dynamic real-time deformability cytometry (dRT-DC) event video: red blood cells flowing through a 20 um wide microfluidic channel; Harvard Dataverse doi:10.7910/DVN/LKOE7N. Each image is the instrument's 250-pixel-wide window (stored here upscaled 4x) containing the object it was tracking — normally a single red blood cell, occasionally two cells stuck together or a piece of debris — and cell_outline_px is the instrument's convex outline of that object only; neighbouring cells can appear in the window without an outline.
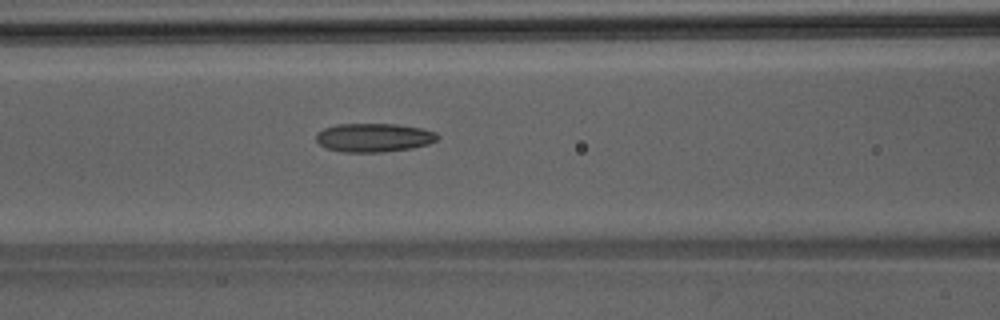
{"species": "Egyptian fruit bat (a non-hibernating species)", "species_latin": "Rousettus aegyptiacus", "temperature_condition": "room temperature", "stored_images_in_passage": 48, "camera_frame_rate_fps": 3000, "um_per_image_px": 0.085, "animal": {"sex": "male"}, "frame": {"image": 1, "passage_image": 20, "time_ms": 6.333, "image_size_px": [1000, 320], "cell_outline_px": [[440, 136], [436, 140], [428, 144], [412, 148], [384, 152], [344, 152], [324, 148], [316, 140], [316, 132], [324, 128], [336, 124], [396, 124], [420, 128], [436, 132]], "centroid_in_image_um": [31.75, 11.7], "position_along_channel_um": 134.8, "area_um2": 20.4}}
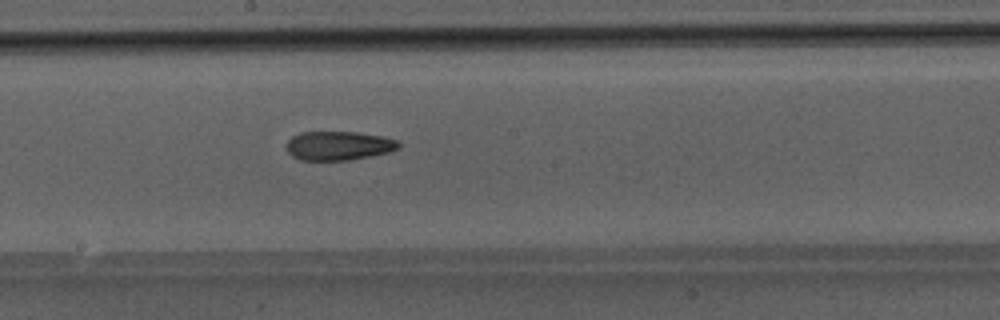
{"frame": {"image": 2, "passage_image": 26, "time_ms": 8.333, "image_size_px": [1000, 320], "cell_outline_px": [[400, 148], [388, 152], [348, 160], [300, 160], [292, 156], [288, 152], [288, 140], [292, 136], [300, 132], [356, 132], [384, 136], [400, 140]], "centroid_in_image_um": [28.81, 12.37], "position_along_channel_um": 219.4, "area_um2": 18.96}}
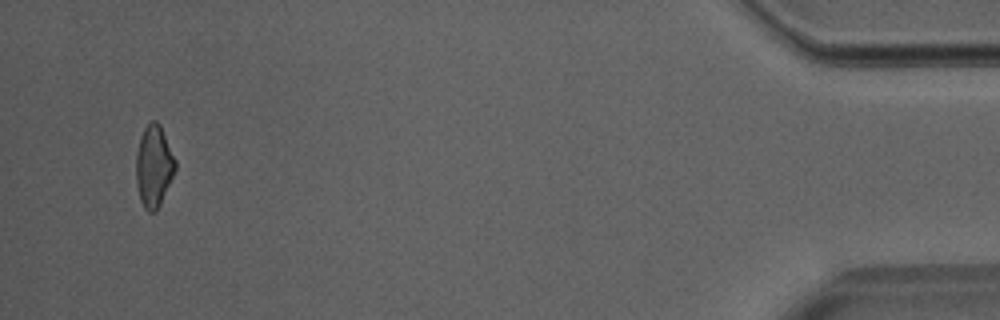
{"frame": {"image": 3, "passage_image": 46, "time_ms": 15.0, "image_size_px": [1000, 320], "cell_outline_px": [[176, 168], [160, 204], [156, 212], [148, 212], [144, 208], [140, 200], [136, 184], [136, 152], [140, 136], [144, 128], [152, 120], [156, 120], [160, 124], [176, 160]], "centroid_in_image_um": [13.06, 14.12], "position_along_channel_um": 422.1, "area_um2": 18.73}}